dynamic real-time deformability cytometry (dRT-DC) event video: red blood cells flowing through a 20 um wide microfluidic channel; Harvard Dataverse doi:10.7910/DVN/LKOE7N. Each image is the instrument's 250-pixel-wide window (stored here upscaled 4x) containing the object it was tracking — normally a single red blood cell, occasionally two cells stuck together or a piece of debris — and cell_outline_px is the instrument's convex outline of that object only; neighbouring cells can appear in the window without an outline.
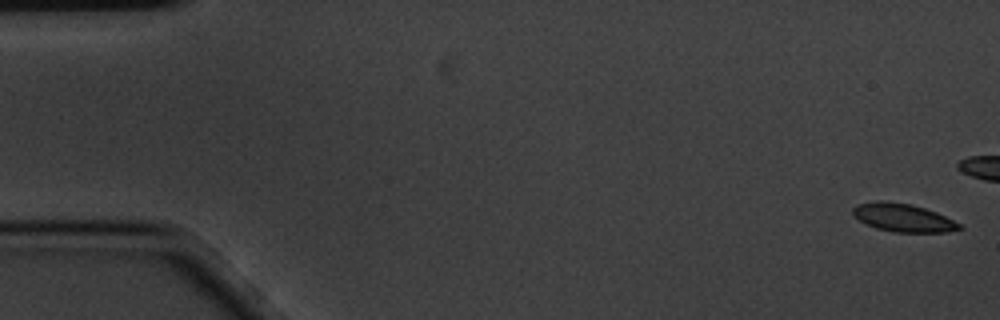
{"species": "common noctule bat (a hibernating species)", "species_latin": "Nyctalus noctula", "temperature_condition": "cold", "stored_images_in_passage": 6, "camera_frame_rate_fps": 3000, "um_per_image_px": 0.085, "animal": {"sex": "male", "body_mass_g": 20.1, "forearm_length_mm": 53.5}, "frame": {"image": 1, "passage_image": 1, "time_ms": 0.0, "image_size_px": [1000, 320], "cell_outline_px": [[964, 228], [948, 232], [892, 232], [876, 228], [852, 216], [852, 208], [856, 204], [876, 200], [884, 200], [912, 204], [936, 212], [960, 224]], "centroid_in_image_um": [76.72, 18.49], "position_along_channel_um": 8.3, "area_um2": 17.57}}